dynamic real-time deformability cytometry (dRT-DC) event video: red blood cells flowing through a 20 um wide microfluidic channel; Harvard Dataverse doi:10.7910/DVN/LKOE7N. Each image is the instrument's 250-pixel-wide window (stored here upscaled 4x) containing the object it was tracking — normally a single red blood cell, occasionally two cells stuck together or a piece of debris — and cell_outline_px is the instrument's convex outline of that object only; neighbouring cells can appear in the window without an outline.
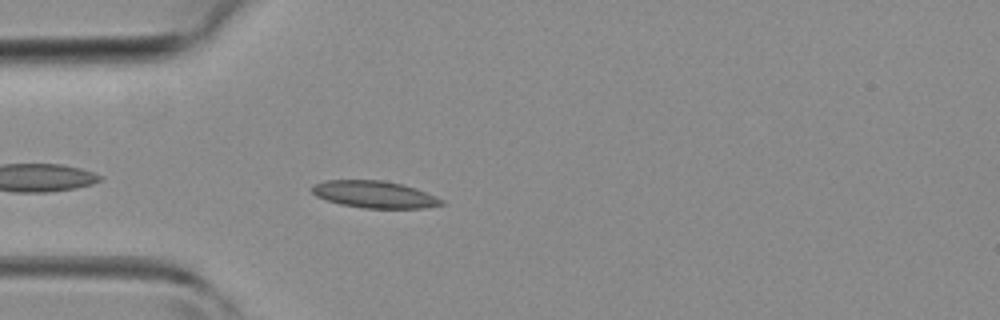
{"species": "common noctule bat (a hibernating species)", "species_latin": "Nyctalus noctula", "temperature_condition": "room temperature", "stored_images_in_passage": 9, "camera_frame_rate_fps": 3000, "um_per_image_px": 0.085, "animal": {"sex": "female", "body_mass_g": 19.3, "forearm_length_mm": 54.1}, "frame": {"image": 1, "passage_image": 3, "time_ms": 0.667, "image_size_px": [1000, 320], "cell_outline_px": [[448, 204], [424, 208], [364, 208], [340, 204], [316, 196], [308, 188], [312, 184], [328, 180], [384, 180], [404, 184], [416, 188], [436, 196], [444, 200]], "centroid_in_image_um": [31.85, 16.52], "position_along_channel_um": 53.1, "area_um2": 20.69}}
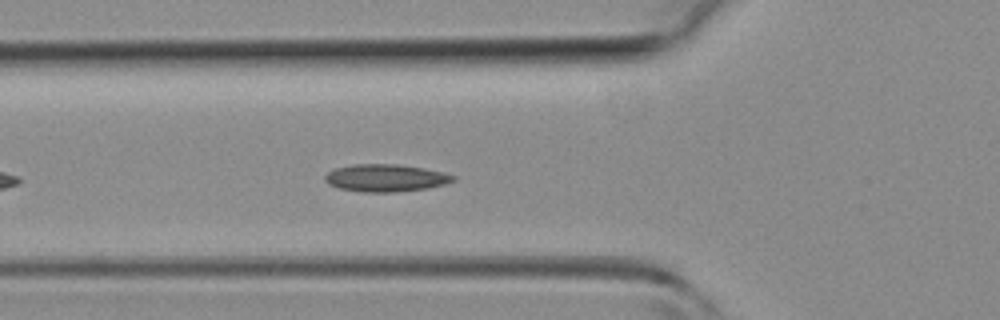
{"frame": {"image": 2, "passage_image": 6, "time_ms": 1.667, "image_size_px": [1000, 320], "cell_outline_px": [[456, 180], [444, 184], [428, 188], [396, 192], [364, 192], [340, 188], [328, 184], [324, 180], [324, 176], [328, 172], [336, 168], [352, 164], [396, 164], [424, 168], [444, 172], [456, 176]], "centroid_in_image_um": [32.79, 15.12], "position_along_channel_um": 93.0, "area_um2": 20.52}}